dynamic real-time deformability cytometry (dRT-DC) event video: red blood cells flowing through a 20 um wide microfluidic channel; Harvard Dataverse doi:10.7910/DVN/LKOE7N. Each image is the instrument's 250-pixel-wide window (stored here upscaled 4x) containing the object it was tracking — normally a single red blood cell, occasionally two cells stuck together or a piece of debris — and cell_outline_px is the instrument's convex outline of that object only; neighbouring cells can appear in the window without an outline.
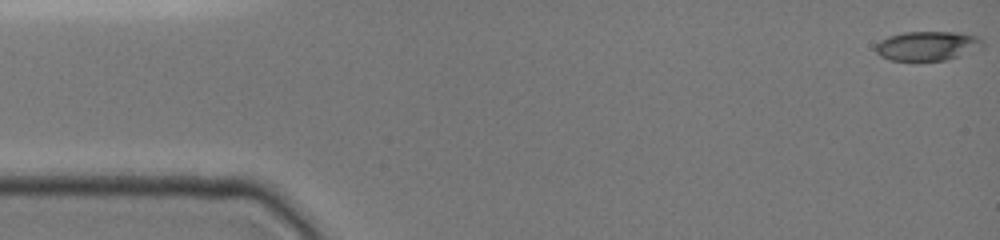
{"species": "common noctule bat (a hibernating species)", "species_latin": "Nyctalus noctula", "temperature_condition": "cold", "stored_images_in_passage": 38, "camera_frame_rate_fps": 3000, "um_per_image_px": 0.085, "animal": {"sex": "female", "body_mass_g": 19.0, "forearm_length_mm": 51.5}, "frame": {"image": 1, "passage_image": 1, "time_ms": 0.0, "image_size_px": [1000, 240], "cell_outline_px": [[984, 48], [960, 56], [944, 60], [888, 60], [880, 56], [876, 52], [876, 44], [880, 40], [888, 36], [904, 32], [960, 32], [980, 36], [984, 40]], "centroid_in_image_um": [78.89, 3.89], "position_along_channel_um": 6.1, "area_um2": 18.61}}
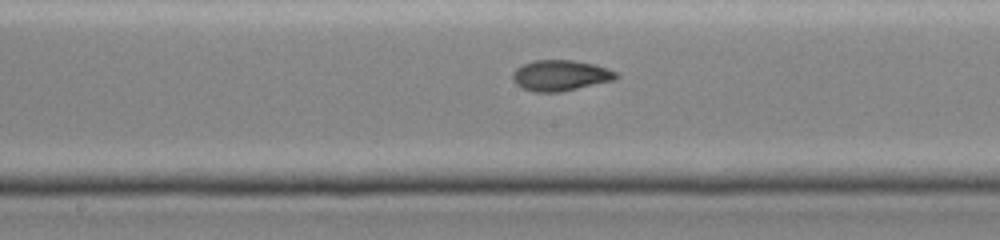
{"frame": {"image": 2, "passage_image": 16, "time_ms": 8.0, "image_size_px": [1000, 240], "cell_outline_px": [[620, 76], [616, 80], [560, 92], [536, 92], [520, 88], [512, 80], [512, 72], [516, 68], [524, 64], [536, 60], [572, 60], [592, 64], [608, 68], [616, 72]], "centroid_in_image_um": [47.64, 6.42], "position_along_channel_um": 200.6, "area_um2": 18.67}}
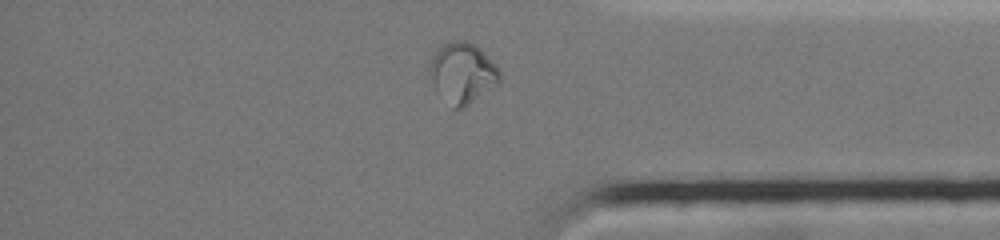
{"frame": {"image": 3, "passage_image": 32, "time_ms": 13.0, "image_size_px": [1000, 240], "cell_outline_px": [[500, 80], [496, 84], [464, 108], [452, 108], [436, 92], [428, 80], [428, 68], [432, 52], [440, 44], [448, 40], [468, 40], [476, 44], [496, 64], [500, 72]], "centroid_in_image_um": [39.22, 6.16], "position_along_channel_um": 396.0, "area_um2": 25.55}}